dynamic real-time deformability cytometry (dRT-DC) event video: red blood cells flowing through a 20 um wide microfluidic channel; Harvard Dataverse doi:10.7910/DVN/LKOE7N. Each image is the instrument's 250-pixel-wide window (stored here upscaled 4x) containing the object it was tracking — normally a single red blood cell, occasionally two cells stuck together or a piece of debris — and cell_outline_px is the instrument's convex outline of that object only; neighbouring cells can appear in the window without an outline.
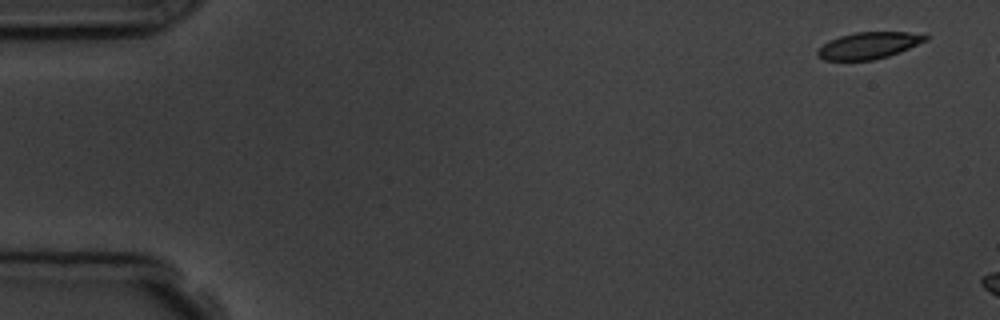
{"species": "common noctule bat (a hibernating species)", "species_latin": "Nyctalus noctula", "temperature_condition": "room temperature", "stored_images_in_passage": 4, "camera_frame_rate_fps": 3000, "um_per_image_px": 0.085, "animal": {"sex": "male", "body_mass_g": 19.5, "forearm_length_mm": 54.6}, "frame": {"image": 1, "passage_image": 1, "time_ms": 0.0, "image_size_px": [1000, 320], "cell_outline_px": [[928, 40], [900, 52], [888, 56], [872, 60], [824, 60], [816, 56], [816, 52], [828, 40], [840, 36], [856, 32], [908, 32], [928, 36]], "centroid_in_image_um": [73.82, 3.87], "position_along_channel_um": 11.2, "area_um2": 16.7}}